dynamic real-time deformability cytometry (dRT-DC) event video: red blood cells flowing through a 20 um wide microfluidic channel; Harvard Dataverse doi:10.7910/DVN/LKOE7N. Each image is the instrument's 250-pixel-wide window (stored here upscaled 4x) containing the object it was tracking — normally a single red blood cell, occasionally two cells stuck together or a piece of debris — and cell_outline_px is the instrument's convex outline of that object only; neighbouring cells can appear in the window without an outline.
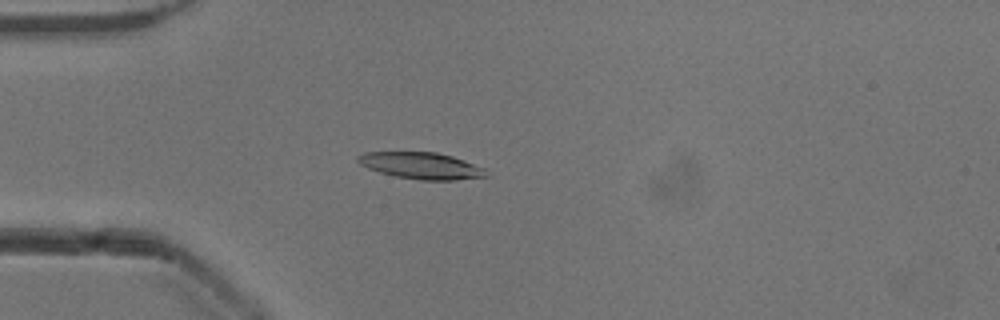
{"species": "common noctule bat (a hibernating species)", "species_latin": "Nyctalus noctula", "temperature_condition": "cold", "stored_images_in_passage": 52, "camera_frame_rate_fps": 3000, "um_per_image_px": 0.085, "animal": {"sex": "male", "body_mass_g": 13.3}, "frame": {"image": 1, "passage_image": 14, "time_ms": 4.333, "image_size_px": [1000, 320], "cell_outline_px": [[488, 176], [456, 180], [420, 180], [396, 176], [380, 172], [368, 168], [360, 164], [356, 160], [356, 156], [364, 152], [436, 152], [452, 156], [464, 160], [484, 168]], "centroid_in_image_um": [35.79, 14.08], "position_along_channel_um": 49.2, "area_um2": 19.83}}
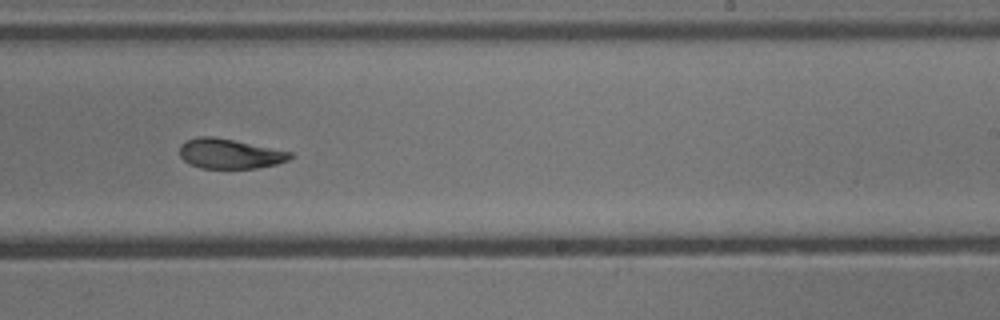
{"frame": {"image": 2, "passage_image": 32, "time_ms": 10.333, "image_size_px": [1000, 320], "cell_outline_px": [[292, 156], [288, 160], [276, 164], [256, 168], [200, 168], [184, 160], [180, 156], [180, 144], [188, 140], [200, 136], [212, 136], [292, 152]], "centroid_in_image_um": [19.51, 13.07], "position_along_channel_um": 269.5, "area_um2": 18.9}}
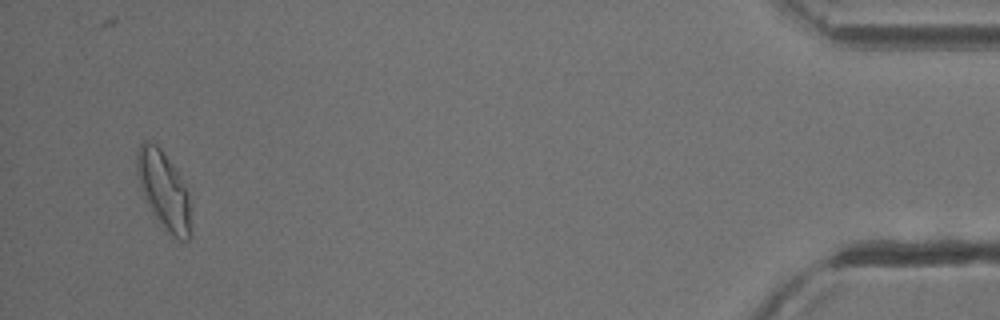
{"frame": {"image": 3, "passage_image": 50, "time_ms": 16.333, "image_size_px": [1000, 320], "cell_outline_px": [[192, 236], [188, 240], [180, 240], [168, 232], [152, 212], [144, 200], [136, 172], [136, 152], [140, 144], [144, 140], [148, 140], [156, 144], [160, 148], [176, 172], [188, 196]], "centroid_in_image_um": [13.88, 16.18], "position_along_channel_um": 421.3, "area_um2": 23.99}, "authors_computed_cell_mechanics": {"area_um2": 20.0566, "velocity_mm_per_s": 3.8966, "shape_relaxation_time_tau1_ms": 3.6962, "shape_relaxation_time_tau2_ms": 3.0565, "deformation_change_tau1": 0.1582, "deformation_change_tau2": 0.0976}}